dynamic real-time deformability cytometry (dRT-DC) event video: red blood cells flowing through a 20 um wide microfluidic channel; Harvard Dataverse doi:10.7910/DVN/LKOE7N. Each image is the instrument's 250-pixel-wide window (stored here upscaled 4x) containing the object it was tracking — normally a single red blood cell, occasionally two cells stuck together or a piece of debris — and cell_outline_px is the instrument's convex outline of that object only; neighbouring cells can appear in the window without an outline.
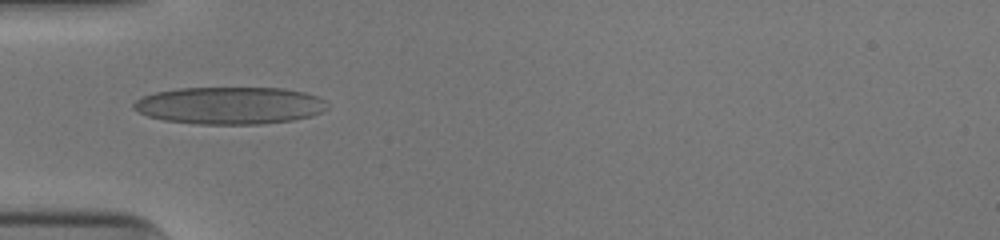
{"species": "human", "species_latin": "Homo sapiens", "temperature_condition": "cold", "stored_images_in_passage": 36, "camera_frame_rate_fps": 3000, "um_per_image_px": 0.085, "donor": {"sex": "male"}, "frame": {"image": 1, "passage_image": 1, "time_ms": 0.0, "image_size_px": [1000, 240], "cell_outline_px": [[328, 108], [320, 112], [308, 116], [292, 120], [260, 124], [196, 124], [164, 120], [148, 116], [132, 108], [132, 104], [136, 100], [144, 96], [156, 92], [176, 88], [284, 88], [304, 92], [316, 96], [324, 100]], "centroid_in_image_um": [19.5, 8.96], "position_along_channel_um": 65.5, "area_um2": 41.96}}
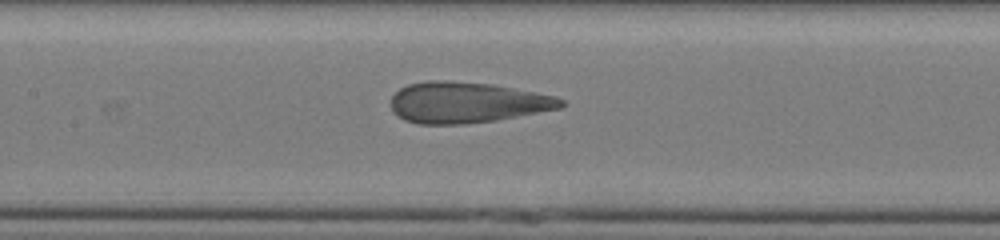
{"frame": {"image": 2, "passage_image": 9, "time_ms": 2.667, "image_size_px": [1000, 240], "cell_outline_px": [[564, 104], [560, 108], [496, 120], [464, 124], [420, 124], [404, 120], [396, 116], [392, 112], [392, 96], [400, 88], [408, 84], [428, 80], [444, 80], [492, 84], [556, 96], [564, 100]], "centroid_in_image_um": [39.65, 8.71], "position_along_channel_um": 167.7, "area_um2": 40.52}}
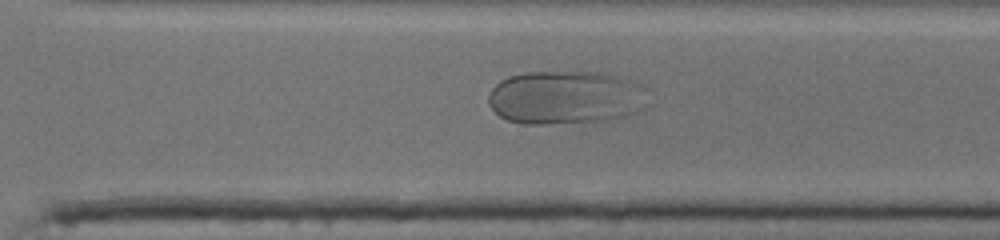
{"frame": {"image": 3, "passage_image": 21, "time_ms": 6.667, "image_size_px": [1000, 240], "cell_outline_px": [[640, 112], [608, 120], [544, 124], [520, 124], [508, 120], [500, 116], [488, 104], [488, 96], [492, 88], [500, 80], [508, 76], [524, 72], [588, 72], [616, 76], [624, 80], [640, 108]], "centroid_in_image_um": [47.74, 8.31], "position_along_channel_um": 322.9, "area_um2": 47.45}}